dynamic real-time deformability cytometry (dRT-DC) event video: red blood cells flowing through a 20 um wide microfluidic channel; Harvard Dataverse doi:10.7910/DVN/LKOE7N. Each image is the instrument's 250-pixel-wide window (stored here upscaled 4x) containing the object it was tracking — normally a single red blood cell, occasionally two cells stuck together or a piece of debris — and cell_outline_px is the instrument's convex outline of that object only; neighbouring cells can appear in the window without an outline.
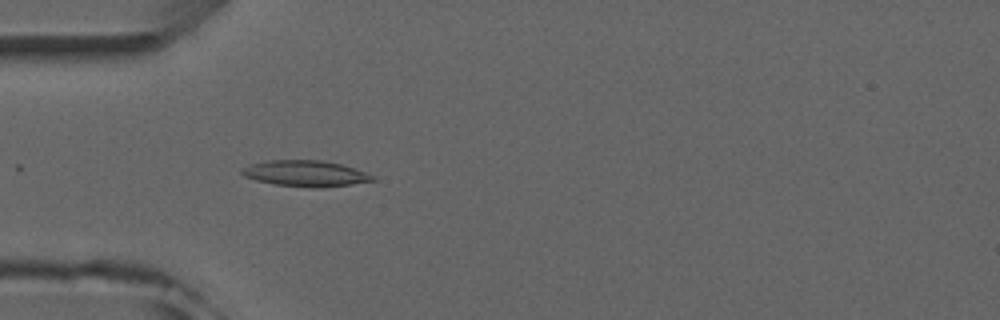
{"species": "common noctule bat (a hibernating species)", "species_latin": "Nyctalus noctula", "temperature_condition": "room temperature", "stored_images_in_passage": 3, "camera_frame_rate_fps": 3000, "um_per_image_px": 0.085, "animal": {"sex": "male", "forearm_length_mm": 52.5}, "frame": {"image": 1, "passage_image": 3, "time_ms": 3.333, "image_size_px": [1000, 320], "cell_outline_px": [[376, 180], [352, 184], [320, 188], [308, 188], [276, 184], [256, 180], [244, 176], [240, 172], [244, 168], [252, 164], [268, 160], [324, 160], [356, 168], [376, 176]], "centroid_in_image_um": [26.03, 14.75], "position_along_channel_um": 59.0, "area_um2": 19.88}}